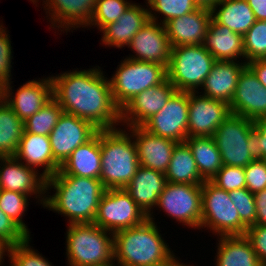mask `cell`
Listing matches in <instances>:
<instances>
[{
	"label": "cell",
	"mask_w": 266,
	"mask_h": 266,
	"mask_svg": "<svg viewBox=\"0 0 266 266\" xmlns=\"http://www.w3.org/2000/svg\"><path fill=\"white\" fill-rule=\"evenodd\" d=\"M212 18L211 10L198 8L164 24L171 47L203 45Z\"/></svg>",
	"instance_id": "obj_22"
},
{
	"label": "cell",
	"mask_w": 266,
	"mask_h": 266,
	"mask_svg": "<svg viewBox=\"0 0 266 266\" xmlns=\"http://www.w3.org/2000/svg\"><path fill=\"white\" fill-rule=\"evenodd\" d=\"M215 266H264L245 235L219 236Z\"/></svg>",
	"instance_id": "obj_29"
},
{
	"label": "cell",
	"mask_w": 266,
	"mask_h": 266,
	"mask_svg": "<svg viewBox=\"0 0 266 266\" xmlns=\"http://www.w3.org/2000/svg\"><path fill=\"white\" fill-rule=\"evenodd\" d=\"M253 120L230 114L217 128L213 138L223 165L246 167L256 159L252 149Z\"/></svg>",
	"instance_id": "obj_9"
},
{
	"label": "cell",
	"mask_w": 266,
	"mask_h": 266,
	"mask_svg": "<svg viewBox=\"0 0 266 266\" xmlns=\"http://www.w3.org/2000/svg\"><path fill=\"white\" fill-rule=\"evenodd\" d=\"M254 128L251 133L252 149L257 159L266 160V117L253 121Z\"/></svg>",
	"instance_id": "obj_46"
},
{
	"label": "cell",
	"mask_w": 266,
	"mask_h": 266,
	"mask_svg": "<svg viewBox=\"0 0 266 266\" xmlns=\"http://www.w3.org/2000/svg\"><path fill=\"white\" fill-rule=\"evenodd\" d=\"M202 185L167 182L159 195L158 207L186 227L200 229L202 216Z\"/></svg>",
	"instance_id": "obj_11"
},
{
	"label": "cell",
	"mask_w": 266,
	"mask_h": 266,
	"mask_svg": "<svg viewBox=\"0 0 266 266\" xmlns=\"http://www.w3.org/2000/svg\"><path fill=\"white\" fill-rule=\"evenodd\" d=\"M247 65L255 73L260 83L266 87V59L253 60Z\"/></svg>",
	"instance_id": "obj_48"
},
{
	"label": "cell",
	"mask_w": 266,
	"mask_h": 266,
	"mask_svg": "<svg viewBox=\"0 0 266 266\" xmlns=\"http://www.w3.org/2000/svg\"><path fill=\"white\" fill-rule=\"evenodd\" d=\"M101 174L106 189H124L140 166L137 147L126 129L100 130Z\"/></svg>",
	"instance_id": "obj_4"
},
{
	"label": "cell",
	"mask_w": 266,
	"mask_h": 266,
	"mask_svg": "<svg viewBox=\"0 0 266 266\" xmlns=\"http://www.w3.org/2000/svg\"><path fill=\"white\" fill-rule=\"evenodd\" d=\"M148 219L124 189H106L102 195L94 224L115 233L139 226Z\"/></svg>",
	"instance_id": "obj_10"
},
{
	"label": "cell",
	"mask_w": 266,
	"mask_h": 266,
	"mask_svg": "<svg viewBox=\"0 0 266 266\" xmlns=\"http://www.w3.org/2000/svg\"><path fill=\"white\" fill-rule=\"evenodd\" d=\"M176 91L168 79L142 91L121 109V126H142L167 104Z\"/></svg>",
	"instance_id": "obj_17"
},
{
	"label": "cell",
	"mask_w": 266,
	"mask_h": 266,
	"mask_svg": "<svg viewBox=\"0 0 266 266\" xmlns=\"http://www.w3.org/2000/svg\"><path fill=\"white\" fill-rule=\"evenodd\" d=\"M15 157L25 165L38 171L48 179L55 175L60 164L54 159L49 136L23 132Z\"/></svg>",
	"instance_id": "obj_25"
},
{
	"label": "cell",
	"mask_w": 266,
	"mask_h": 266,
	"mask_svg": "<svg viewBox=\"0 0 266 266\" xmlns=\"http://www.w3.org/2000/svg\"><path fill=\"white\" fill-rule=\"evenodd\" d=\"M230 200L236 207L241 223L248 229L255 225L256 207L254 194L247 188L229 191Z\"/></svg>",
	"instance_id": "obj_40"
},
{
	"label": "cell",
	"mask_w": 266,
	"mask_h": 266,
	"mask_svg": "<svg viewBox=\"0 0 266 266\" xmlns=\"http://www.w3.org/2000/svg\"><path fill=\"white\" fill-rule=\"evenodd\" d=\"M215 61L203 45L171 47L167 79L177 91L198 92Z\"/></svg>",
	"instance_id": "obj_6"
},
{
	"label": "cell",
	"mask_w": 266,
	"mask_h": 266,
	"mask_svg": "<svg viewBox=\"0 0 266 266\" xmlns=\"http://www.w3.org/2000/svg\"><path fill=\"white\" fill-rule=\"evenodd\" d=\"M120 62L110 79L112 97L120 110L142 91L167 79V68L161 64L129 58Z\"/></svg>",
	"instance_id": "obj_7"
},
{
	"label": "cell",
	"mask_w": 266,
	"mask_h": 266,
	"mask_svg": "<svg viewBox=\"0 0 266 266\" xmlns=\"http://www.w3.org/2000/svg\"><path fill=\"white\" fill-rule=\"evenodd\" d=\"M53 98L64 113L92 123L99 130L119 128L121 110L112 97L110 79L99 66L51 75Z\"/></svg>",
	"instance_id": "obj_1"
},
{
	"label": "cell",
	"mask_w": 266,
	"mask_h": 266,
	"mask_svg": "<svg viewBox=\"0 0 266 266\" xmlns=\"http://www.w3.org/2000/svg\"><path fill=\"white\" fill-rule=\"evenodd\" d=\"M0 237L11 246L24 242L29 236L0 208Z\"/></svg>",
	"instance_id": "obj_44"
},
{
	"label": "cell",
	"mask_w": 266,
	"mask_h": 266,
	"mask_svg": "<svg viewBox=\"0 0 266 266\" xmlns=\"http://www.w3.org/2000/svg\"><path fill=\"white\" fill-rule=\"evenodd\" d=\"M148 7L134 3L122 14L116 22L104 26L100 32L101 42L106 47L118 49L128 46L135 34L149 21Z\"/></svg>",
	"instance_id": "obj_23"
},
{
	"label": "cell",
	"mask_w": 266,
	"mask_h": 266,
	"mask_svg": "<svg viewBox=\"0 0 266 266\" xmlns=\"http://www.w3.org/2000/svg\"><path fill=\"white\" fill-rule=\"evenodd\" d=\"M12 82L1 88V98L24 122L39 111L53 98L51 77L29 80L16 90H12Z\"/></svg>",
	"instance_id": "obj_15"
},
{
	"label": "cell",
	"mask_w": 266,
	"mask_h": 266,
	"mask_svg": "<svg viewBox=\"0 0 266 266\" xmlns=\"http://www.w3.org/2000/svg\"><path fill=\"white\" fill-rule=\"evenodd\" d=\"M211 12L212 17L219 24L242 36L256 21L254 13L246 0H220Z\"/></svg>",
	"instance_id": "obj_30"
},
{
	"label": "cell",
	"mask_w": 266,
	"mask_h": 266,
	"mask_svg": "<svg viewBox=\"0 0 266 266\" xmlns=\"http://www.w3.org/2000/svg\"><path fill=\"white\" fill-rule=\"evenodd\" d=\"M202 216L200 229L207 227L213 235H245L247 228L241 223L240 216L229 192L217 187L211 181L202 184Z\"/></svg>",
	"instance_id": "obj_8"
},
{
	"label": "cell",
	"mask_w": 266,
	"mask_h": 266,
	"mask_svg": "<svg viewBox=\"0 0 266 266\" xmlns=\"http://www.w3.org/2000/svg\"><path fill=\"white\" fill-rule=\"evenodd\" d=\"M2 24L0 23V88L11 82V69L13 68L10 34Z\"/></svg>",
	"instance_id": "obj_42"
},
{
	"label": "cell",
	"mask_w": 266,
	"mask_h": 266,
	"mask_svg": "<svg viewBox=\"0 0 266 266\" xmlns=\"http://www.w3.org/2000/svg\"><path fill=\"white\" fill-rule=\"evenodd\" d=\"M229 105L232 114L253 121L266 117V87L260 83L248 65L239 74L238 84Z\"/></svg>",
	"instance_id": "obj_19"
},
{
	"label": "cell",
	"mask_w": 266,
	"mask_h": 266,
	"mask_svg": "<svg viewBox=\"0 0 266 266\" xmlns=\"http://www.w3.org/2000/svg\"><path fill=\"white\" fill-rule=\"evenodd\" d=\"M199 8L212 10L220 0H193Z\"/></svg>",
	"instance_id": "obj_51"
},
{
	"label": "cell",
	"mask_w": 266,
	"mask_h": 266,
	"mask_svg": "<svg viewBox=\"0 0 266 266\" xmlns=\"http://www.w3.org/2000/svg\"><path fill=\"white\" fill-rule=\"evenodd\" d=\"M29 197L23 193L0 190V208L30 237V229L22 220L29 205Z\"/></svg>",
	"instance_id": "obj_37"
},
{
	"label": "cell",
	"mask_w": 266,
	"mask_h": 266,
	"mask_svg": "<svg viewBox=\"0 0 266 266\" xmlns=\"http://www.w3.org/2000/svg\"><path fill=\"white\" fill-rule=\"evenodd\" d=\"M98 131L89 121L63 112L48 135L54 159L62 165L78 146L87 143Z\"/></svg>",
	"instance_id": "obj_13"
},
{
	"label": "cell",
	"mask_w": 266,
	"mask_h": 266,
	"mask_svg": "<svg viewBox=\"0 0 266 266\" xmlns=\"http://www.w3.org/2000/svg\"><path fill=\"white\" fill-rule=\"evenodd\" d=\"M51 188L55 193L49 195ZM105 190L100 179L55 174L46 179L43 208L66 217L68 225L93 223Z\"/></svg>",
	"instance_id": "obj_2"
},
{
	"label": "cell",
	"mask_w": 266,
	"mask_h": 266,
	"mask_svg": "<svg viewBox=\"0 0 266 266\" xmlns=\"http://www.w3.org/2000/svg\"><path fill=\"white\" fill-rule=\"evenodd\" d=\"M251 7L255 19L266 21V0H246Z\"/></svg>",
	"instance_id": "obj_49"
},
{
	"label": "cell",
	"mask_w": 266,
	"mask_h": 266,
	"mask_svg": "<svg viewBox=\"0 0 266 266\" xmlns=\"http://www.w3.org/2000/svg\"><path fill=\"white\" fill-rule=\"evenodd\" d=\"M245 63L266 59V21L256 20L243 36Z\"/></svg>",
	"instance_id": "obj_38"
},
{
	"label": "cell",
	"mask_w": 266,
	"mask_h": 266,
	"mask_svg": "<svg viewBox=\"0 0 266 266\" xmlns=\"http://www.w3.org/2000/svg\"><path fill=\"white\" fill-rule=\"evenodd\" d=\"M123 128L133 137L140 166L165 173L177 142L154 135L142 126Z\"/></svg>",
	"instance_id": "obj_20"
},
{
	"label": "cell",
	"mask_w": 266,
	"mask_h": 266,
	"mask_svg": "<svg viewBox=\"0 0 266 266\" xmlns=\"http://www.w3.org/2000/svg\"><path fill=\"white\" fill-rule=\"evenodd\" d=\"M154 216L139 226L113 233L114 262L120 266H150L169 260L175 253L162 238Z\"/></svg>",
	"instance_id": "obj_3"
},
{
	"label": "cell",
	"mask_w": 266,
	"mask_h": 266,
	"mask_svg": "<svg viewBox=\"0 0 266 266\" xmlns=\"http://www.w3.org/2000/svg\"><path fill=\"white\" fill-rule=\"evenodd\" d=\"M67 266H105L114 262L113 233L94 223L69 224Z\"/></svg>",
	"instance_id": "obj_5"
},
{
	"label": "cell",
	"mask_w": 266,
	"mask_h": 266,
	"mask_svg": "<svg viewBox=\"0 0 266 266\" xmlns=\"http://www.w3.org/2000/svg\"><path fill=\"white\" fill-rule=\"evenodd\" d=\"M256 207V225L266 226V189L254 194Z\"/></svg>",
	"instance_id": "obj_47"
},
{
	"label": "cell",
	"mask_w": 266,
	"mask_h": 266,
	"mask_svg": "<svg viewBox=\"0 0 266 266\" xmlns=\"http://www.w3.org/2000/svg\"><path fill=\"white\" fill-rule=\"evenodd\" d=\"M56 174L100 179V130L87 143L78 146L60 166V169Z\"/></svg>",
	"instance_id": "obj_28"
},
{
	"label": "cell",
	"mask_w": 266,
	"mask_h": 266,
	"mask_svg": "<svg viewBox=\"0 0 266 266\" xmlns=\"http://www.w3.org/2000/svg\"><path fill=\"white\" fill-rule=\"evenodd\" d=\"M127 47L135 54L126 58L161 64L168 68L171 46L164 25L149 20Z\"/></svg>",
	"instance_id": "obj_18"
},
{
	"label": "cell",
	"mask_w": 266,
	"mask_h": 266,
	"mask_svg": "<svg viewBox=\"0 0 266 266\" xmlns=\"http://www.w3.org/2000/svg\"><path fill=\"white\" fill-rule=\"evenodd\" d=\"M173 255L169 260L164 261L159 264L150 265V266H182L183 262L180 261V259Z\"/></svg>",
	"instance_id": "obj_52"
},
{
	"label": "cell",
	"mask_w": 266,
	"mask_h": 266,
	"mask_svg": "<svg viewBox=\"0 0 266 266\" xmlns=\"http://www.w3.org/2000/svg\"><path fill=\"white\" fill-rule=\"evenodd\" d=\"M24 132V122L0 98V157L15 156Z\"/></svg>",
	"instance_id": "obj_33"
},
{
	"label": "cell",
	"mask_w": 266,
	"mask_h": 266,
	"mask_svg": "<svg viewBox=\"0 0 266 266\" xmlns=\"http://www.w3.org/2000/svg\"><path fill=\"white\" fill-rule=\"evenodd\" d=\"M10 249H11V245L6 240H4L2 237H0V266L4 265L5 257L3 256H7L9 258Z\"/></svg>",
	"instance_id": "obj_50"
},
{
	"label": "cell",
	"mask_w": 266,
	"mask_h": 266,
	"mask_svg": "<svg viewBox=\"0 0 266 266\" xmlns=\"http://www.w3.org/2000/svg\"><path fill=\"white\" fill-rule=\"evenodd\" d=\"M200 176L210 181L222 168V157L213 137H187Z\"/></svg>",
	"instance_id": "obj_32"
},
{
	"label": "cell",
	"mask_w": 266,
	"mask_h": 266,
	"mask_svg": "<svg viewBox=\"0 0 266 266\" xmlns=\"http://www.w3.org/2000/svg\"><path fill=\"white\" fill-rule=\"evenodd\" d=\"M31 2H33V4H36V2H39V0H30ZM44 3V0H42Z\"/></svg>",
	"instance_id": "obj_54"
},
{
	"label": "cell",
	"mask_w": 266,
	"mask_h": 266,
	"mask_svg": "<svg viewBox=\"0 0 266 266\" xmlns=\"http://www.w3.org/2000/svg\"><path fill=\"white\" fill-rule=\"evenodd\" d=\"M31 238L28 237L24 242L11 246L9 264L10 266H54L52 262L39 254L38 250L30 245Z\"/></svg>",
	"instance_id": "obj_39"
},
{
	"label": "cell",
	"mask_w": 266,
	"mask_h": 266,
	"mask_svg": "<svg viewBox=\"0 0 266 266\" xmlns=\"http://www.w3.org/2000/svg\"><path fill=\"white\" fill-rule=\"evenodd\" d=\"M166 183L165 173L139 166L124 190L147 216H152Z\"/></svg>",
	"instance_id": "obj_24"
},
{
	"label": "cell",
	"mask_w": 266,
	"mask_h": 266,
	"mask_svg": "<svg viewBox=\"0 0 266 266\" xmlns=\"http://www.w3.org/2000/svg\"><path fill=\"white\" fill-rule=\"evenodd\" d=\"M105 266H120V265H116V263L115 262H112L111 264H109V265H105Z\"/></svg>",
	"instance_id": "obj_53"
},
{
	"label": "cell",
	"mask_w": 266,
	"mask_h": 266,
	"mask_svg": "<svg viewBox=\"0 0 266 266\" xmlns=\"http://www.w3.org/2000/svg\"><path fill=\"white\" fill-rule=\"evenodd\" d=\"M203 46L216 61H239L238 59L243 58L245 62L243 36L219 24L213 17Z\"/></svg>",
	"instance_id": "obj_27"
},
{
	"label": "cell",
	"mask_w": 266,
	"mask_h": 266,
	"mask_svg": "<svg viewBox=\"0 0 266 266\" xmlns=\"http://www.w3.org/2000/svg\"><path fill=\"white\" fill-rule=\"evenodd\" d=\"M189 92L188 137H213L230 115V105L222 100Z\"/></svg>",
	"instance_id": "obj_16"
},
{
	"label": "cell",
	"mask_w": 266,
	"mask_h": 266,
	"mask_svg": "<svg viewBox=\"0 0 266 266\" xmlns=\"http://www.w3.org/2000/svg\"><path fill=\"white\" fill-rule=\"evenodd\" d=\"M39 172L15 156L0 157V190L23 193L30 198L35 195L34 198L44 207L46 178Z\"/></svg>",
	"instance_id": "obj_14"
},
{
	"label": "cell",
	"mask_w": 266,
	"mask_h": 266,
	"mask_svg": "<svg viewBox=\"0 0 266 266\" xmlns=\"http://www.w3.org/2000/svg\"><path fill=\"white\" fill-rule=\"evenodd\" d=\"M165 176L169 183L202 185L205 182L186 142L175 145Z\"/></svg>",
	"instance_id": "obj_31"
},
{
	"label": "cell",
	"mask_w": 266,
	"mask_h": 266,
	"mask_svg": "<svg viewBox=\"0 0 266 266\" xmlns=\"http://www.w3.org/2000/svg\"><path fill=\"white\" fill-rule=\"evenodd\" d=\"M132 4L130 0H96L87 28L94 26L101 30L107 24L116 22Z\"/></svg>",
	"instance_id": "obj_36"
},
{
	"label": "cell",
	"mask_w": 266,
	"mask_h": 266,
	"mask_svg": "<svg viewBox=\"0 0 266 266\" xmlns=\"http://www.w3.org/2000/svg\"><path fill=\"white\" fill-rule=\"evenodd\" d=\"M247 64L240 61H215L211 72L199 90L212 99L231 103L238 84L239 74ZM203 92V93H202Z\"/></svg>",
	"instance_id": "obj_26"
},
{
	"label": "cell",
	"mask_w": 266,
	"mask_h": 266,
	"mask_svg": "<svg viewBox=\"0 0 266 266\" xmlns=\"http://www.w3.org/2000/svg\"><path fill=\"white\" fill-rule=\"evenodd\" d=\"M63 109L59 103L52 98L39 111L24 121V132L48 136L56 126Z\"/></svg>",
	"instance_id": "obj_34"
},
{
	"label": "cell",
	"mask_w": 266,
	"mask_h": 266,
	"mask_svg": "<svg viewBox=\"0 0 266 266\" xmlns=\"http://www.w3.org/2000/svg\"><path fill=\"white\" fill-rule=\"evenodd\" d=\"M245 236L251 242L261 263L266 266V226L252 225L247 229Z\"/></svg>",
	"instance_id": "obj_45"
},
{
	"label": "cell",
	"mask_w": 266,
	"mask_h": 266,
	"mask_svg": "<svg viewBox=\"0 0 266 266\" xmlns=\"http://www.w3.org/2000/svg\"><path fill=\"white\" fill-rule=\"evenodd\" d=\"M246 188L253 194L266 189V160L255 159L244 167Z\"/></svg>",
	"instance_id": "obj_43"
},
{
	"label": "cell",
	"mask_w": 266,
	"mask_h": 266,
	"mask_svg": "<svg viewBox=\"0 0 266 266\" xmlns=\"http://www.w3.org/2000/svg\"><path fill=\"white\" fill-rule=\"evenodd\" d=\"M210 181L227 192L246 188L244 167L223 165Z\"/></svg>",
	"instance_id": "obj_41"
},
{
	"label": "cell",
	"mask_w": 266,
	"mask_h": 266,
	"mask_svg": "<svg viewBox=\"0 0 266 266\" xmlns=\"http://www.w3.org/2000/svg\"><path fill=\"white\" fill-rule=\"evenodd\" d=\"M44 4L50 27L67 33L73 28L82 26L85 29L88 26L96 0H44Z\"/></svg>",
	"instance_id": "obj_21"
},
{
	"label": "cell",
	"mask_w": 266,
	"mask_h": 266,
	"mask_svg": "<svg viewBox=\"0 0 266 266\" xmlns=\"http://www.w3.org/2000/svg\"><path fill=\"white\" fill-rule=\"evenodd\" d=\"M146 4L149 19L162 25L171 19L181 17L199 8L193 0H146ZM156 12L159 14L158 17ZM160 14L163 19L159 22Z\"/></svg>",
	"instance_id": "obj_35"
},
{
	"label": "cell",
	"mask_w": 266,
	"mask_h": 266,
	"mask_svg": "<svg viewBox=\"0 0 266 266\" xmlns=\"http://www.w3.org/2000/svg\"><path fill=\"white\" fill-rule=\"evenodd\" d=\"M188 118L189 92L176 91L142 127L154 135L180 143L188 137Z\"/></svg>",
	"instance_id": "obj_12"
}]
</instances>
